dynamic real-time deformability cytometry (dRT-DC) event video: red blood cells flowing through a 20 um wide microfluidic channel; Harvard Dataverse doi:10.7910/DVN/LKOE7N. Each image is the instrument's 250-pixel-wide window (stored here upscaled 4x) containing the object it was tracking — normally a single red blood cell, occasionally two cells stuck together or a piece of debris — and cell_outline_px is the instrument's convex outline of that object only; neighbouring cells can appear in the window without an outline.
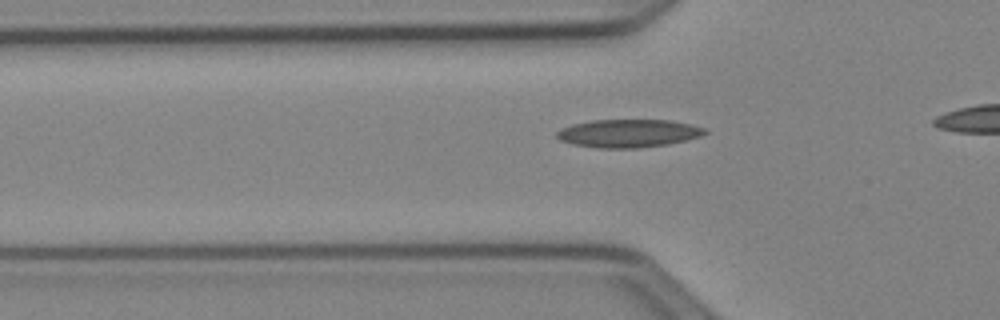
{"species": "Egyptian fruit bat (a non-hibernating species)", "species_latin": "Rousettus aegyptiacus", "temperature_condition": "cold", "stored_images_in_passage": 9, "camera_frame_rate_fps": 3000, "um_per_image_px": 0.085, "animal": {"sex": "female"}, "frame": {"image": 1, "passage_image": 3, "time_ms": 0.667, "image_size_px": [1000, 320], "cell_outline_px": [[708, 132], [700, 136], [668, 144], [640, 148], [596, 148], [572, 144], [560, 140], [556, 136], [556, 132], [560, 128], [572, 124], [592, 120], [672, 120], [692, 124], [708, 128]], "centroid_in_image_um": [53.41, 11.33], "position_along_channel_um": 72.4, "area_um2": 24.45}}
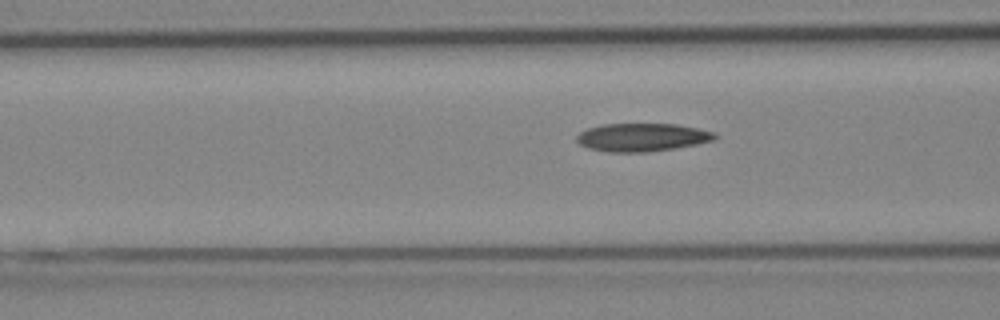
{"frame": {"image": 2, "passage_image": 6, "time_ms": 1.667, "image_size_px": [1000, 320], "cell_outline_px": [[720, 136], [716, 140], [676, 148], [648, 152], [608, 152], [588, 148], [580, 144], [576, 140], [576, 136], [580, 132], [588, 128], [600, 124], [676, 124], [716, 132]], "centroid_in_image_um": [54.6, 11.67], "position_along_channel_um": 112.0, "area_um2": 22.83}}